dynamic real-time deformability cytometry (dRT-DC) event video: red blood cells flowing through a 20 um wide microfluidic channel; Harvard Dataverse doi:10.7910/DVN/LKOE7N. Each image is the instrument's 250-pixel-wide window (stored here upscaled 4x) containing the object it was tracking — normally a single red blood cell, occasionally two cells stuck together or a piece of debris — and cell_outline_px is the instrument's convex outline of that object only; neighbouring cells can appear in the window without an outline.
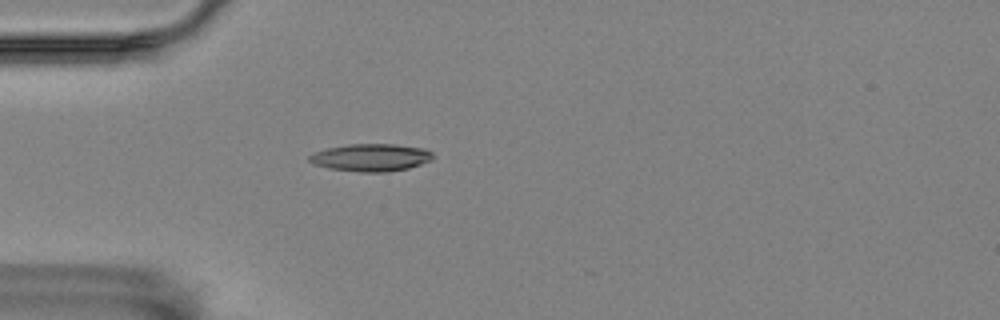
{"species": "Egyptian fruit bat (a non-hibernating species)", "species_latin": "Rousettus aegyptiacus", "temperature_condition": "room temperature", "stored_images_in_passage": 12, "camera_frame_rate_fps": 3000, "um_per_image_px": 0.085, "animal": {"sex": "female"}, "frame": {"image": 1, "passage_image": 8, "time_ms": 2.333, "image_size_px": [1000, 320], "cell_outline_px": [[432, 160], [408, 168], [388, 172], [360, 172], [328, 168], [312, 164], [308, 160], [308, 156], [312, 152], [328, 148], [348, 144], [396, 144], [424, 148], [432, 152]], "centroid_in_image_um": [31.49, 13.39], "position_along_channel_um": 53.5, "area_um2": 19.94}}